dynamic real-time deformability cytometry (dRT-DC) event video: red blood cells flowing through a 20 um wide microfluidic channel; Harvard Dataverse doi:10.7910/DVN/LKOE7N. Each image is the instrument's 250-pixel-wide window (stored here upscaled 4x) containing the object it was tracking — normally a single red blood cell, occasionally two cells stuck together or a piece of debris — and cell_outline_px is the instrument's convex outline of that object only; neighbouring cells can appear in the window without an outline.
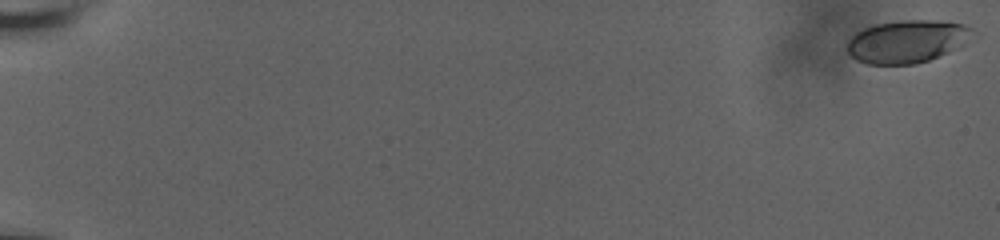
{"species": "human", "species_latin": "Homo sapiens", "temperature_condition": "room temperature", "stored_images_in_passage": 53, "camera_frame_rate_fps": 3000, "um_per_image_px": 0.085, "donor": {"sex": "male"}, "frame": {"image": 1, "passage_image": 1, "time_ms": 0.0, "image_size_px": [1000, 240], "cell_outline_px": [[972, 28], [964, 44], [948, 52], [928, 60], [916, 64], [868, 64], [856, 60], [848, 52], [848, 40], [856, 32], [864, 28], [876, 24], [900, 20], [928, 20], [964, 24]], "centroid_in_image_um": [77.04, 3.52], "position_along_channel_um": 8.0, "area_um2": 30.75}}
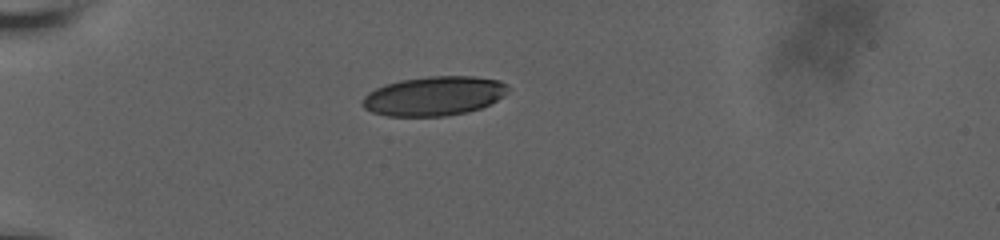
{"frame": {"image": 2, "passage_image": 39, "time_ms": 6.333, "image_size_px": [1000, 240], "cell_outline_px": [[508, 92], [504, 96], [480, 108], [468, 112], [444, 116], [388, 116], [372, 112], [364, 108], [360, 104], [364, 96], [368, 92], [384, 84], [400, 80], [428, 76], [472, 76], [500, 80], [508, 84]], "centroid_in_image_um": [36.88, 8.15], "position_along_channel_um": 48.1, "area_um2": 33.52}}
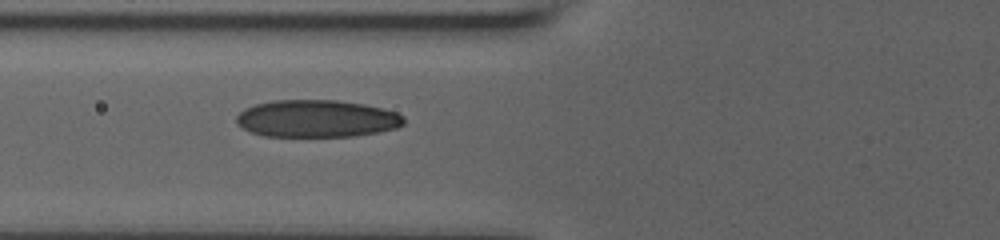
{"frame": {"image": 3, "passage_image": 52, "time_ms": 8.667, "image_size_px": [1000, 240], "cell_outline_px": [[404, 124], [396, 128], [380, 132], [352, 136], [264, 136], [252, 132], [236, 124], [236, 116], [244, 108], [256, 104], [272, 100], [336, 100], [364, 104], [396, 112], [404, 116]], "centroid_in_image_um": [26.92, 10.08], "position_along_channel_um": 98.9, "area_um2": 36.41}}